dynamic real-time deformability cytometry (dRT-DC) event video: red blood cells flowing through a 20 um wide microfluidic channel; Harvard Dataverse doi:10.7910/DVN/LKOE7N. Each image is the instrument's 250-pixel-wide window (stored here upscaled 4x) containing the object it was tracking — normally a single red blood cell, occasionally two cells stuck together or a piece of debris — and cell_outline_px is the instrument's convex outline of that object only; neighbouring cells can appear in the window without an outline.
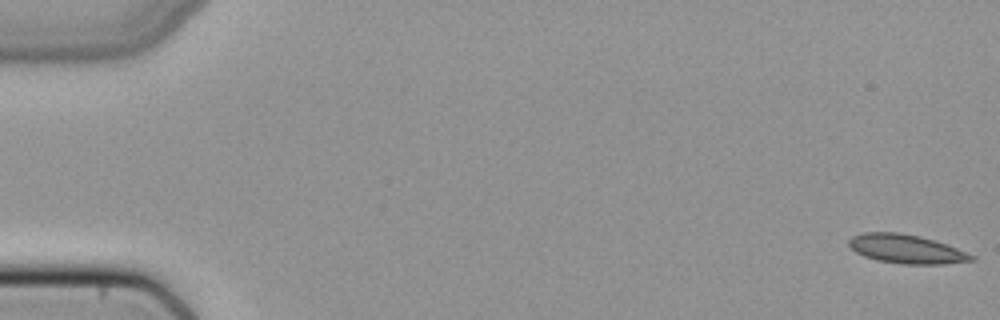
{"species": "common noctule bat (a hibernating species)", "species_latin": "Nyctalus noctula", "temperature_condition": "cold", "stored_images_in_passage": 52, "camera_frame_rate_fps": 3000, "um_per_image_px": 0.085, "animal": {"sex": "female", "body_mass_g": 22.7, "forearm_length_mm": 54.2}, "frame": {"image": 1, "passage_image": 1, "time_ms": 0.0, "image_size_px": [1000, 320], "cell_outline_px": [[976, 260], [944, 264], [904, 264], [876, 260], [864, 256], [856, 252], [848, 244], [848, 240], [852, 236], [864, 232], [900, 232], [920, 236], [956, 248], [976, 256]], "centroid_in_image_um": [77.02, 21.16], "position_along_channel_um": 8.0, "area_um2": 20.58}}
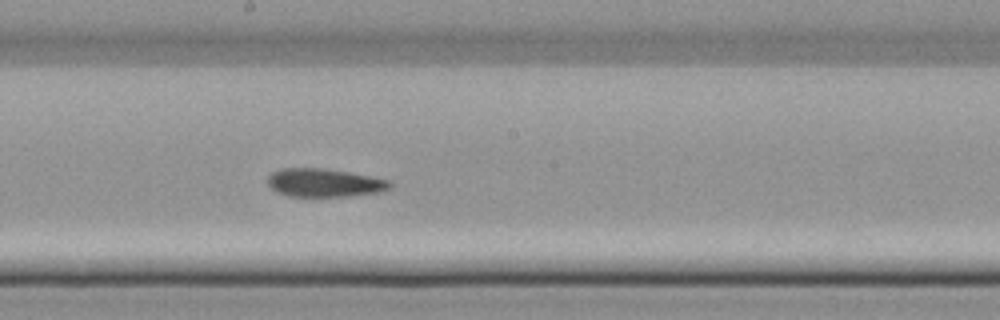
{"frame": {"image": 2, "passage_image": 29, "time_ms": 9.333, "image_size_px": [1000, 320], "cell_outline_px": [[392, 184], [388, 188], [380, 192], [348, 196], [288, 196], [276, 192], [268, 184], [268, 176], [272, 172], [280, 168], [324, 168], [372, 176], [392, 180]], "centroid_in_image_um": [27.57, 15.53], "position_along_channel_um": 220.6, "area_um2": 20.23}}
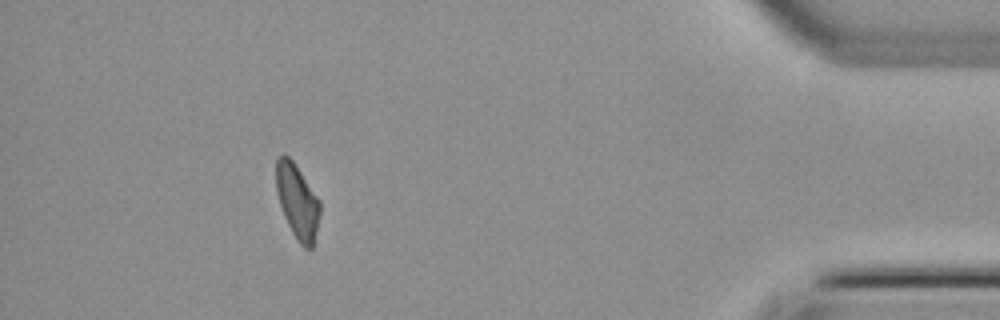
{"frame": {"image": 3, "passage_image": 47, "time_ms": 15.333, "image_size_px": [1000, 320], "cell_outline_px": [[320, 212], [312, 248], [304, 248], [300, 244], [292, 232], [284, 216], [276, 192], [276, 156], [284, 152], [292, 160], [320, 200]], "centroid_in_image_um": [25.25, 17.07], "position_along_channel_um": 409.9, "area_um2": 18.9}}